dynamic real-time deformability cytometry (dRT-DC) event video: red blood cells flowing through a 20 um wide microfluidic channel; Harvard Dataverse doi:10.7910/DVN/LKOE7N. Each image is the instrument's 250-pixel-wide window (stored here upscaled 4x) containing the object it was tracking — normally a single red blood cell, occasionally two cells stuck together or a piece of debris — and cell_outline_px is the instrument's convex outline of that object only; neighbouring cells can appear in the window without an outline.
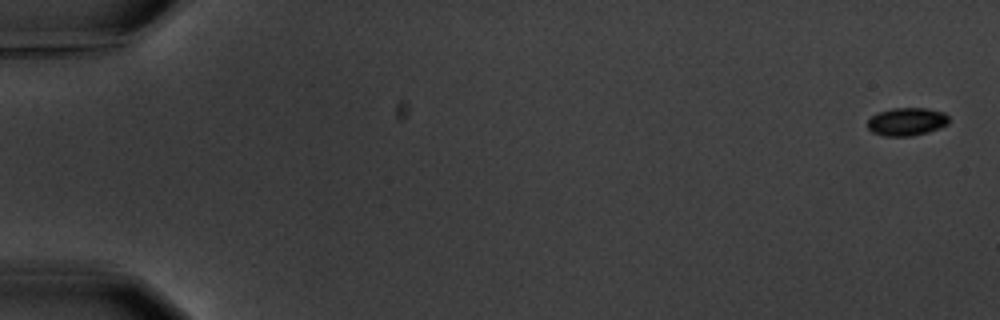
{"species": "common noctule bat (a hibernating species)", "species_latin": "Nyctalus noctula", "temperature_condition": "warm", "stored_images_in_passage": 5, "camera_frame_rate_fps": 3000, "um_per_image_px": 0.085, "animal": {"sex": "male", "body_mass_g": 20.1, "forearm_length_mm": 53.5}, "frame": {"image": 1, "passage_image": 1, "time_ms": 0.0, "image_size_px": [1000, 320], "cell_outline_px": [[948, 124], [940, 128], [928, 132], [912, 136], [884, 136], [872, 132], [868, 128], [868, 120], [876, 112], [892, 108], [928, 108], [944, 112], [948, 116]], "centroid_in_image_um": [77.07, 10.33], "position_along_channel_um": 7.9, "area_um2": 13.41}}
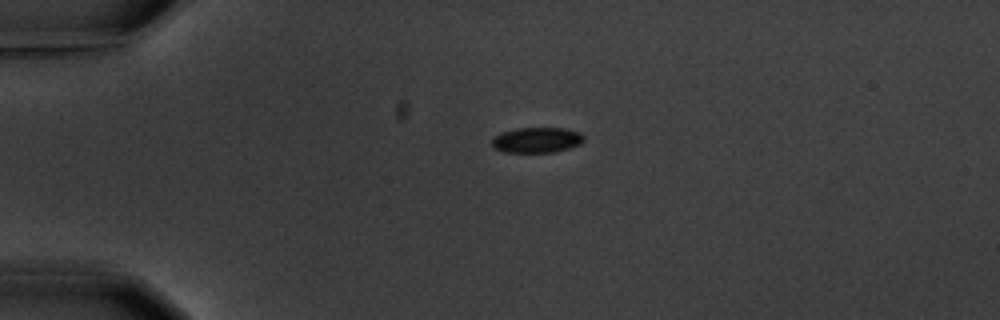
{"frame": {"image": 2, "passage_image": 4, "time_ms": 4.333, "image_size_px": [1000, 320], "cell_outline_px": [[584, 140], [580, 144], [572, 148], [552, 152], [504, 152], [492, 148], [492, 140], [500, 132], [516, 128], [564, 128], [580, 132], [584, 136]], "centroid_in_image_um": [45.63, 11.9], "position_along_channel_um": 39.4, "area_um2": 13.76}}